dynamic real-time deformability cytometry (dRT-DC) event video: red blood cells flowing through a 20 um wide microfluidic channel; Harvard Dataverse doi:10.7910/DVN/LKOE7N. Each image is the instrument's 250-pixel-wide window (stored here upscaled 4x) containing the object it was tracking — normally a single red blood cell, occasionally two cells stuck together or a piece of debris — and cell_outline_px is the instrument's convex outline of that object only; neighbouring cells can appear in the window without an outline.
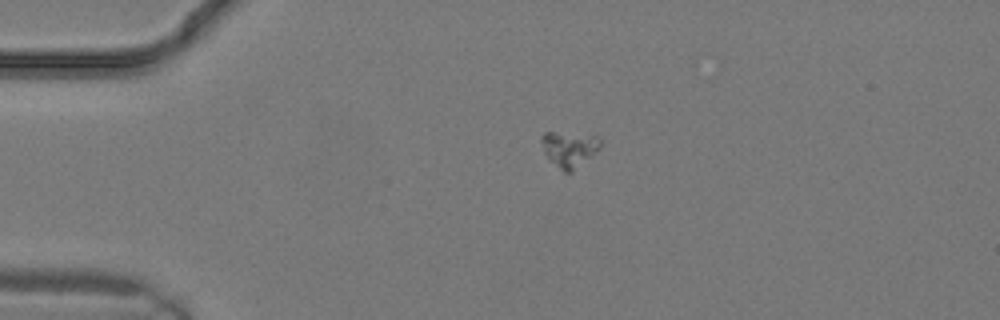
{"species": "common noctule bat (a hibernating species)", "species_latin": "Nyctalus noctula", "temperature_condition": "warm", "stored_images_in_passage": 5, "camera_frame_rate_fps": 3000, "um_per_image_px": 0.085, "animal": {"sex": "male", "body_mass_g": 19.2, "forearm_length_mm": 51.8}, "frame": {"image": 1, "passage_image": 1, "time_ms": 0.0, "image_size_px": [1000, 320], "cell_outline_px": [[600, 148], [596, 152], [572, 172], [564, 172], [548, 160], [544, 152], [540, 140], [540, 136], [544, 132], [552, 132], [596, 136], [600, 140]], "centroid_in_image_um": [48.34, 12.68], "position_along_channel_um": 36.7, "area_um2": 12.2}}